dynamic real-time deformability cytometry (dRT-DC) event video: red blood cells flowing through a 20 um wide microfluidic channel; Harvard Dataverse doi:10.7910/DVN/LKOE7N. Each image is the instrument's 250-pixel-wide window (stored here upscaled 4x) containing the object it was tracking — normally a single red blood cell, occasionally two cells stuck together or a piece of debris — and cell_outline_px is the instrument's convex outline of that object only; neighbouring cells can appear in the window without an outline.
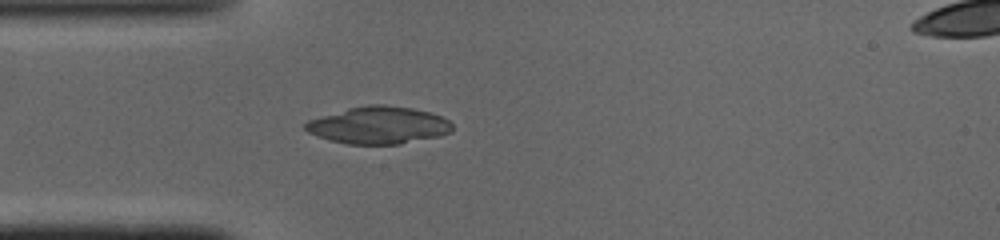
{"species": "common noctule bat (a hibernating species)", "species_latin": "Nyctalus noctula", "temperature_condition": "cold", "stored_images_in_passage": 36, "camera_frame_rate_fps": 3000, "um_per_image_px": 0.085, "animal": {"sex": "male", "body_mass_g": 19.0, "forearm_length_mm": 50.8}, "frame": {"image": 1, "passage_image": 1, "time_ms": 0.0, "image_size_px": [1000, 240], "cell_outline_px": [[452, 132], [440, 136], [400, 144], [348, 144], [332, 140], [308, 132], [304, 128], [304, 124], [308, 120], [348, 108], [368, 104], [384, 104], [412, 108], [428, 112], [440, 116], [448, 120], [452, 124]], "centroid_in_image_um": [32.2, 10.64], "position_along_channel_um": 52.8, "area_um2": 31.73}}
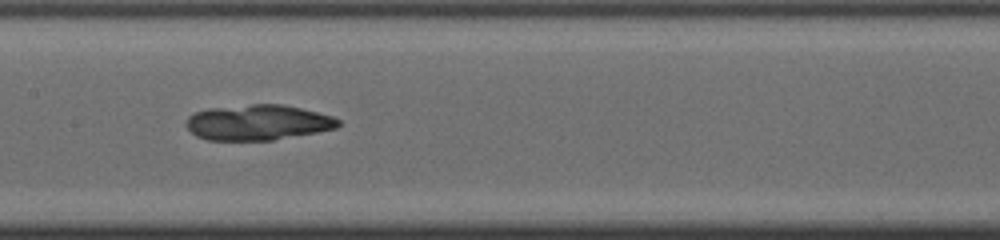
{"frame": {"image": 2, "passage_image": 11, "time_ms": 3.333, "image_size_px": [1000, 240], "cell_outline_px": [[340, 124], [336, 128], [316, 132], [272, 140], [208, 140], [196, 136], [188, 128], [188, 116], [196, 112], [208, 108], [252, 104], [280, 104], [300, 108], [332, 116], [340, 120]], "centroid_in_image_um": [21.92, 10.41], "position_along_channel_um": 185.5, "area_um2": 31.1}}
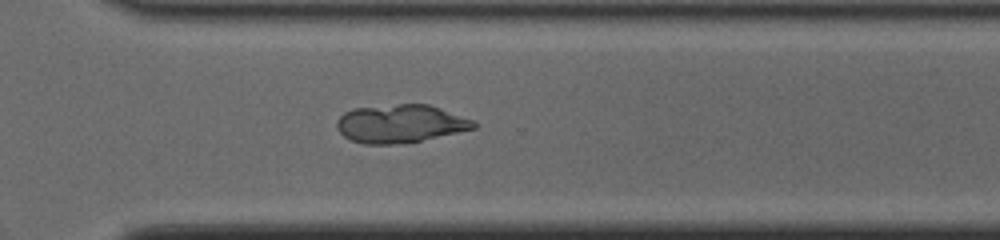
{"frame": {"image": 3, "passage_image": 22, "time_ms": 7.0, "image_size_px": [1000, 240], "cell_outline_px": [[476, 128], [420, 140], [392, 144], [364, 144], [352, 140], [344, 136], [336, 128], [336, 124], [340, 116], [344, 112], [352, 108], [400, 104], [428, 104], [476, 120]], "centroid_in_image_um": [34.02, 10.5], "position_along_channel_um": 336.6, "area_um2": 30.23}}